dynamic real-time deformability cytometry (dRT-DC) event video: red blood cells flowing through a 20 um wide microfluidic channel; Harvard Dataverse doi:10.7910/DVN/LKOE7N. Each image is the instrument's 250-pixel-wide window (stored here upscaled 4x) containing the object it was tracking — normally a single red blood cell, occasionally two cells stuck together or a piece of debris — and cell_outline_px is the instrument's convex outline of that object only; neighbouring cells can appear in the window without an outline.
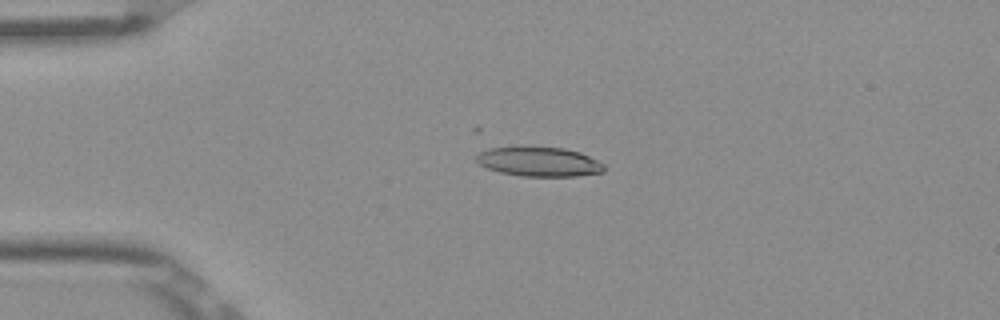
{"species": "Egyptian fruit bat (a non-hibernating species)", "species_latin": "Rousettus aegyptiacus", "temperature_condition": "room temperature", "stored_images_in_passage": 48, "camera_frame_rate_fps": 3000, "um_per_image_px": 0.085, "frame": {"image": 1, "passage_image": 9, "time_ms": 2.667, "image_size_px": [1000, 320], "cell_outline_px": [[604, 172], [576, 176], [520, 176], [500, 172], [488, 168], [480, 164], [476, 160], [476, 156], [480, 152], [488, 148], [564, 148], [580, 152], [604, 164]], "centroid_in_image_um": [45.84, 13.76], "position_along_channel_um": 39.2, "area_um2": 21.44}}
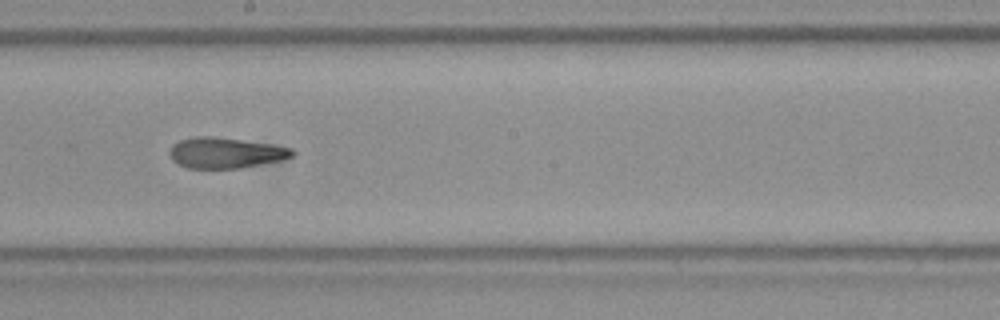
{"frame": {"image": 2, "passage_image": 26, "time_ms": 8.333, "image_size_px": [1000, 320], "cell_outline_px": [[296, 152], [292, 156], [280, 160], [240, 168], [188, 168], [172, 160], [168, 152], [172, 144], [180, 140], [196, 136], [212, 136], [268, 144], [292, 148]], "centroid_in_image_um": [19.13, 12.99], "position_along_channel_um": 229.1, "area_um2": 21.68}}
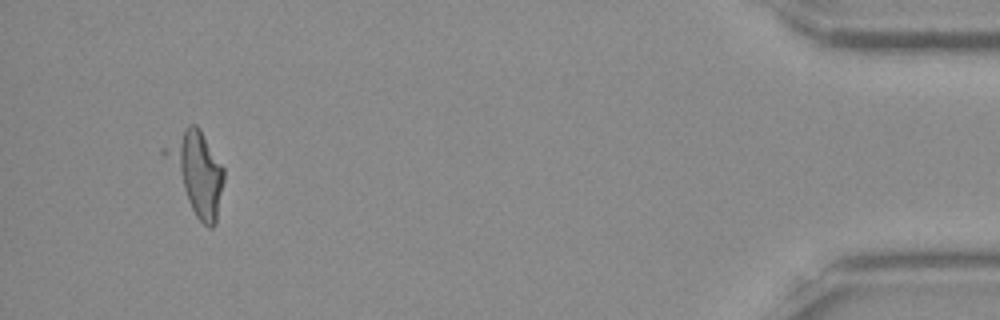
{"frame": {"image": 3, "passage_image": 46, "time_ms": 15.0, "image_size_px": [1000, 320], "cell_outline_px": [[224, 180], [216, 224], [212, 228], [208, 228], [196, 216], [160, 152], [160, 148], [188, 124], [196, 124], [200, 128], [224, 168]], "centroid_in_image_um": [16.68, 14.61], "position_along_channel_um": 418.5, "area_um2": 27.92}, "authors_computed_cell_mechanics": {"area_um2": 22.1663, "velocity_mm_per_s": 3.8975, "shape_relaxation_time_tau1_ms": null, "shape_relaxation_time_tau2_ms": 1.5951, "deformation_change_tau1": null, "deformation_change_tau2": 0.0893}}